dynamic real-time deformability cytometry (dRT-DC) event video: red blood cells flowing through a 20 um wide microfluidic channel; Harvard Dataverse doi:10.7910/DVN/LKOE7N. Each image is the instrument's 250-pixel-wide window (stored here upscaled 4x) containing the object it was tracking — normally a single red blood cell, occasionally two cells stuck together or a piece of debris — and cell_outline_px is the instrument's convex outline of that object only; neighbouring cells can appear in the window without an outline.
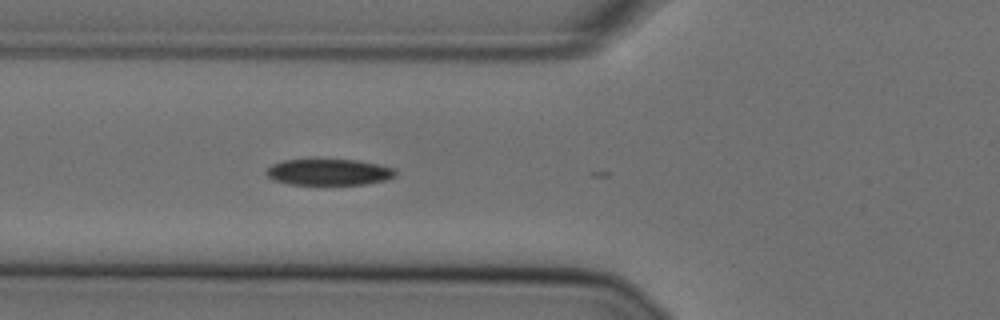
{"species": "Egyptian fruit bat (a non-hibernating species)", "species_latin": "Rousettus aegyptiacus", "temperature_condition": "cold", "stored_images_in_passage": 4, "camera_frame_rate_fps": 3000, "um_per_image_px": 0.085, "animal": {"sex": "female"}, "frame": {"image": 1, "passage_image": 2, "time_ms": 0.333, "image_size_px": [1000, 320], "cell_outline_px": [[396, 176], [384, 180], [364, 184], [288, 184], [272, 180], [264, 172], [272, 164], [284, 160], [356, 160], [376, 164], [392, 168], [396, 172]], "centroid_in_image_um": [27.9, 14.63], "position_along_channel_um": 97.9, "area_um2": 19.48}}